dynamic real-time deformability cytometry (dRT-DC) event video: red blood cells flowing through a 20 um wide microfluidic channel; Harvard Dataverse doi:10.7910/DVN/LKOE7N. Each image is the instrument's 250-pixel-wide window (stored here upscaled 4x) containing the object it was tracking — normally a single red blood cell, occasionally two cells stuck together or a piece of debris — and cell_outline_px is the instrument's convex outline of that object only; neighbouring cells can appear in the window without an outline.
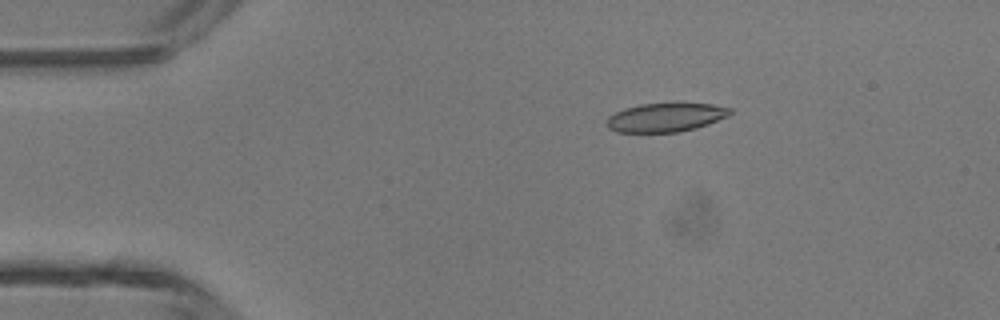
{"species": "common noctule bat (a hibernating species)", "species_latin": "Nyctalus noctula", "temperature_condition": "room temperature", "stored_images_in_passage": 43, "camera_frame_rate_fps": 3000, "um_per_image_px": 0.085, "animal": {"sex": "male", "body_mass_g": 13.3}, "frame": {"image": 1, "passage_image": 4, "time_ms": 1.0, "image_size_px": [1000, 320], "cell_outline_px": [[732, 112], [728, 116], [708, 124], [696, 128], [676, 132], [616, 132], [608, 128], [604, 124], [604, 120], [608, 116], [624, 108], [640, 104], [712, 104], [732, 108]], "centroid_in_image_um": [56.53, 9.99], "position_along_channel_um": 28.5, "area_um2": 20.69}}
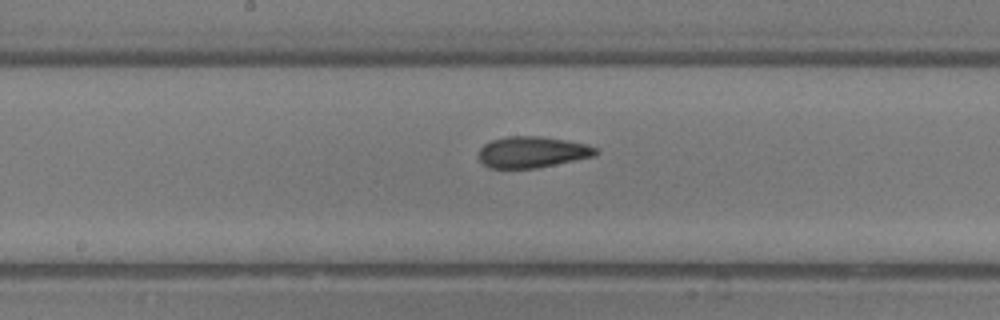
{"frame": {"image": 2, "passage_image": 20, "time_ms": 6.333, "image_size_px": [1000, 320], "cell_outline_px": [[600, 152], [596, 156], [536, 168], [488, 168], [480, 160], [480, 148], [484, 144], [492, 140], [508, 136], [536, 136], [564, 140], [588, 144], [596, 148]], "centroid_in_image_um": [45.27, 12.93], "position_along_channel_um": 202.9, "area_um2": 21.21}}
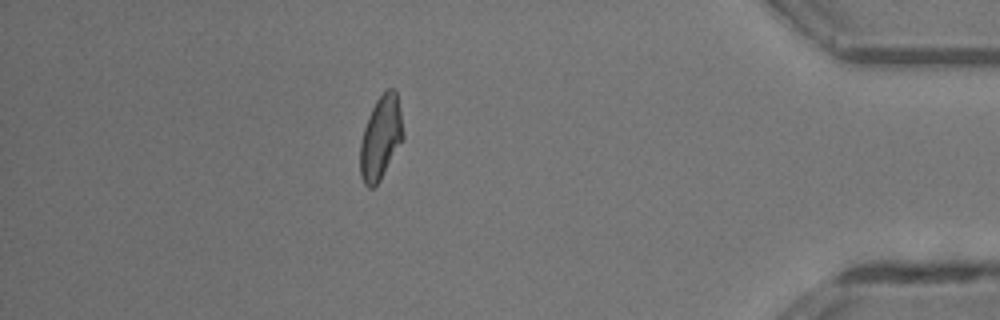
{"frame": {"image": 3, "passage_image": 37, "time_ms": 12.0, "image_size_px": [1000, 320], "cell_outline_px": [[404, 136], [380, 180], [372, 188], [368, 188], [364, 184], [360, 176], [360, 140], [368, 116], [376, 100], [388, 88], [396, 88], [404, 132]], "centroid_in_image_um": [32.35, 11.69], "position_along_channel_um": 402.8, "area_um2": 20.81}, "authors_computed_cell_mechanics": {"area_um2": 21.3282, "velocity_mm_per_s": 4.3531, "shape_relaxation_time_tau1_ms": null, "shape_relaxation_time_tau2_ms": 1.7796, "deformation_change_tau1": null, "deformation_change_tau2": 0.0698}}